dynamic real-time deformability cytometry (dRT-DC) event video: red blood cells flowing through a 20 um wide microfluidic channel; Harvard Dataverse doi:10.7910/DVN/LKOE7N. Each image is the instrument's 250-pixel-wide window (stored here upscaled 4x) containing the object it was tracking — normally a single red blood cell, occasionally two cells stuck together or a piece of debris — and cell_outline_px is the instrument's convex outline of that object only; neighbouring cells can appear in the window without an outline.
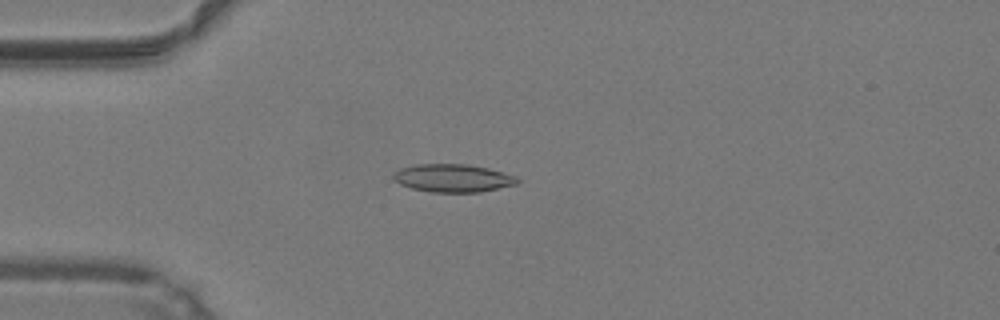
{"species": "common noctule bat (a hibernating species)", "species_latin": "Nyctalus noctula", "temperature_condition": "warm", "stored_images_in_passage": 23, "camera_frame_rate_fps": 3000, "um_per_image_px": 0.085, "animal": {"sex": "male", "body_mass_g": 19.2, "forearm_length_mm": 51.8}, "frame": {"image": 1, "passage_image": 13, "time_ms": 4.0, "image_size_px": [1000, 320], "cell_outline_px": [[520, 180], [516, 184], [480, 192], [432, 192], [412, 188], [400, 184], [392, 176], [400, 168], [416, 164], [468, 164], [488, 168], [516, 176]], "centroid_in_image_um": [38.51, 15.13], "position_along_channel_um": 46.5, "area_um2": 20.06}}
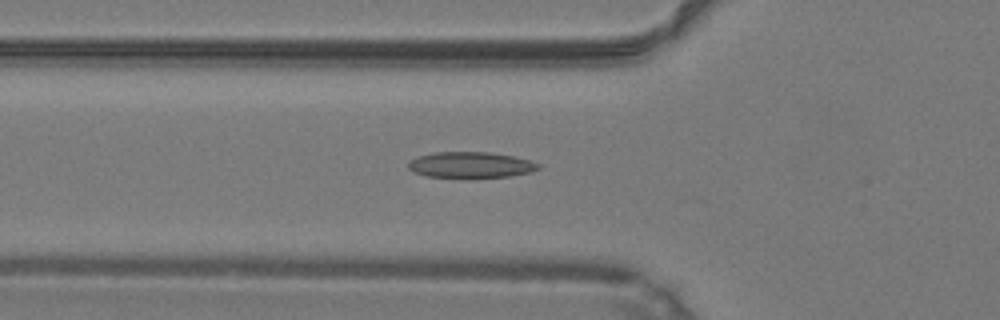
{"frame": {"image": 2, "passage_image": 17, "time_ms": 5.333, "image_size_px": [1000, 320], "cell_outline_px": [[540, 168], [532, 172], [508, 176], [424, 176], [408, 168], [408, 160], [416, 156], [432, 152], [492, 152], [512, 156], [528, 160], [540, 164]], "centroid_in_image_um": [39.98, 13.98], "position_along_channel_um": 85.8, "area_um2": 19.31}}
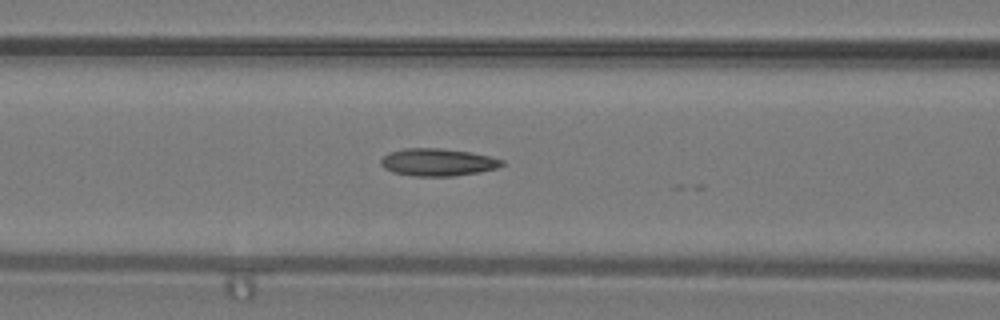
{"frame": {"image": 3, "passage_image": 20, "time_ms": 6.333, "image_size_px": [1000, 320], "cell_outline_px": [[504, 164], [496, 168], [480, 172], [452, 176], [412, 176], [392, 172], [384, 168], [380, 164], [380, 160], [388, 152], [404, 148], [440, 148], [472, 152], [504, 160]], "centroid_in_image_um": [37.18, 13.78], "position_along_channel_um": 129.4, "area_um2": 19.48}}